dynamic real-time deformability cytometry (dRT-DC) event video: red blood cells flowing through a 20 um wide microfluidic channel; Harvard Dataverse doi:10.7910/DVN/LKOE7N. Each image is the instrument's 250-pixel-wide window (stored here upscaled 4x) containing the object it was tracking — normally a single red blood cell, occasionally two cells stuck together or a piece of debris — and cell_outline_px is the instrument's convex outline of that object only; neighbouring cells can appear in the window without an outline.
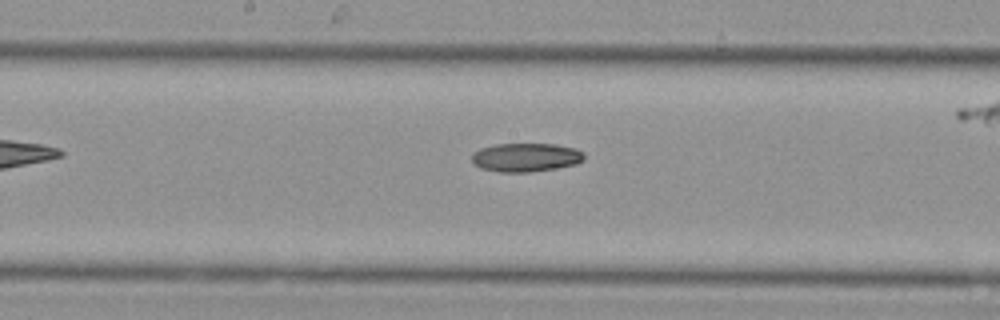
{"species": "Egyptian fruit bat (a non-hibernating species)", "species_latin": "Rousettus aegyptiacus", "temperature_condition": "cold", "stored_images_in_passage": 28, "camera_frame_rate_fps": 3000, "um_per_image_px": 0.085, "animal": {"sex": "female"}, "frame": {"image": 1, "passage_image": 9, "time_ms": 2.667, "image_size_px": [1000, 320], "cell_outline_px": [[584, 160], [576, 164], [556, 168], [532, 172], [496, 172], [480, 168], [472, 164], [472, 152], [480, 148], [496, 144], [556, 144], [576, 148], [584, 152]], "centroid_in_image_um": [44.68, 13.38], "position_along_channel_um": 203.5, "area_um2": 19.07}}
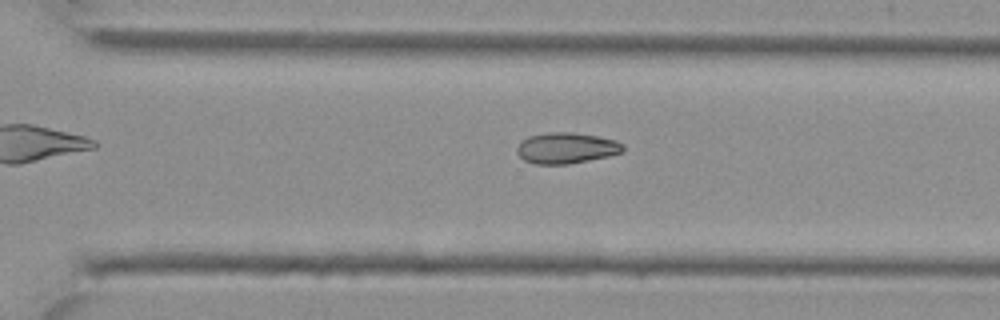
{"frame": {"image": 2, "passage_image": 16, "time_ms": 5.0, "image_size_px": [1000, 320], "cell_outline_px": [[624, 148], [620, 152], [608, 156], [568, 164], [532, 164], [524, 160], [516, 152], [516, 148], [520, 140], [528, 136], [552, 132], [572, 132], [596, 136], [616, 140], [624, 144]], "centroid_in_image_um": [48.09, 12.58], "position_along_channel_um": 322.5, "area_um2": 19.13}}